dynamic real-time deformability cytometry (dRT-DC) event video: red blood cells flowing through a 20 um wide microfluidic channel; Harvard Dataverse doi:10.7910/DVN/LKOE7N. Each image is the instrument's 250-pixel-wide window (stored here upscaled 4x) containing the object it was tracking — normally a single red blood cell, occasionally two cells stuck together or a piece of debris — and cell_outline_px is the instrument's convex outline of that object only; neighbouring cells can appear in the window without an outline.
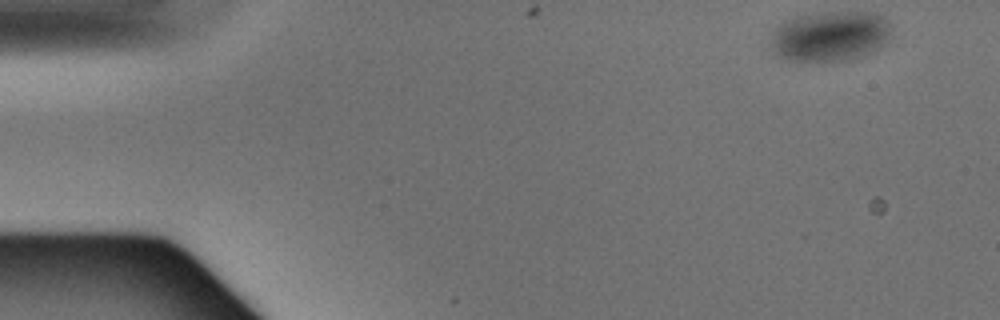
{"species": "Egyptian fruit bat (a non-hibernating species)", "species_latin": "Rousettus aegyptiacus", "temperature_condition": "warm", "stored_images_in_passage": 4, "camera_frame_rate_fps": 3000, "um_per_image_px": 0.085, "animal": {"sex": "male"}, "frame": {"image": 1, "passage_image": 1, "time_ms": 0.0, "image_size_px": [1000, 320], "cell_outline_px": [[888, 40], [880, 48], [860, 56], [848, 60], [788, 60], [780, 56], [772, 48], [772, 36], [776, 28], [784, 20], [800, 16], [832, 12], [876, 12], [888, 20]], "centroid_in_image_um": [70.58, 3.06], "position_along_channel_um": 14.4, "area_um2": 34.62}}
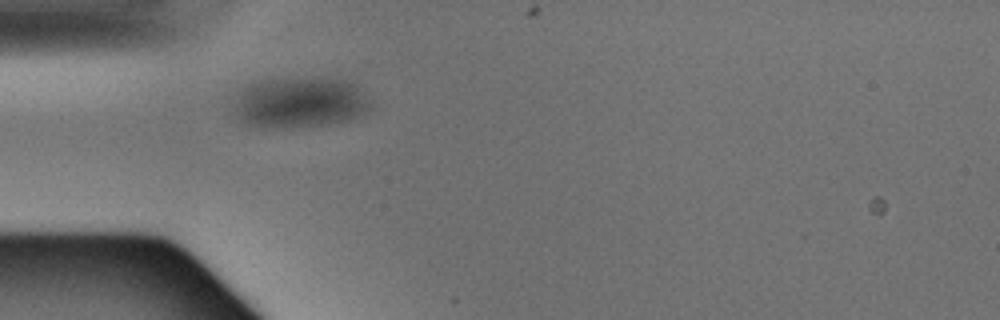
{"frame": {"image": 2, "passage_image": 4, "time_ms": 1.0, "image_size_px": [1000, 320], "cell_outline_px": [[372, 108], [368, 112], [360, 116], [348, 120], [324, 124], [264, 128], [252, 124], [244, 120], [236, 112], [228, 100], [236, 92], [252, 84], [264, 80], [328, 76], [348, 80], [356, 84], [372, 104]], "centroid_in_image_um": [25.51, 8.66], "position_along_channel_um": 59.5, "area_um2": 40.81}}